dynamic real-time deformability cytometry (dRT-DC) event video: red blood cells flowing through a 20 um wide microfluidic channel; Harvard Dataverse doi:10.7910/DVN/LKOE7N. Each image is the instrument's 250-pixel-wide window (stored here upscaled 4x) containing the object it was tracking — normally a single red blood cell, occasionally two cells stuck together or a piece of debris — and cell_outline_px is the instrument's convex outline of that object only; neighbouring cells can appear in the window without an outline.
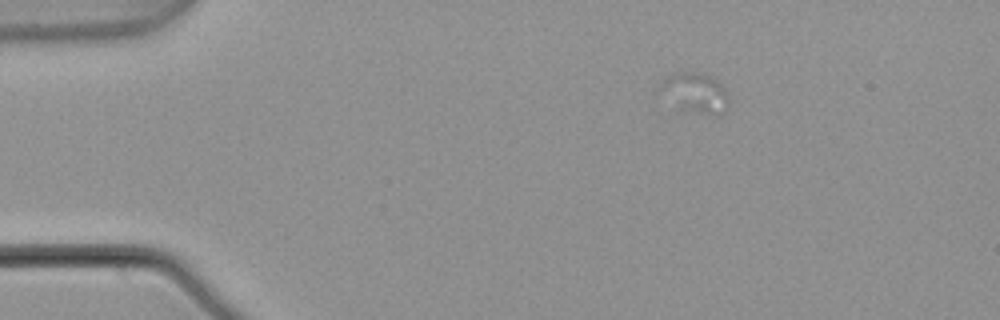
{"species": "common noctule bat (a hibernating species)", "species_latin": "Nyctalus noctula", "temperature_condition": "warm", "stored_images_in_passage": 5, "camera_frame_rate_fps": 3000, "um_per_image_px": 0.085, "animal": {"sex": "male", "body_mass_g": 21.5, "forearm_length_mm": 52.0}, "frame": {"image": 1, "passage_image": 3, "time_ms": 0.667, "image_size_px": [1000, 320], "cell_outline_px": [[728, 108], [716, 116], [680, 108], [656, 92], [660, 84], [672, 72], [700, 72], [716, 80], [728, 92]], "centroid_in_image_um": [59.06, 7.88], "position_along_channel_um": 25.9, "area_um2": 16.07}}